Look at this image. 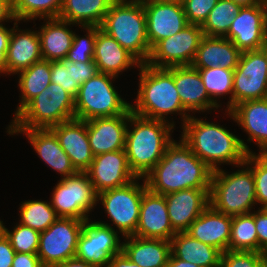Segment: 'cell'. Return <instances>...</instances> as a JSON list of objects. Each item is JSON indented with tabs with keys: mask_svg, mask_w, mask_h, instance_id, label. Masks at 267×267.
Returning <instances> with one entry per match:
<instances>
[{
	"mask_svg": "<svg viewBox=\"0 0 267 267\" xmlns=\"http://www.w3.org/2000/svg\"><path fill=\"white\" fill-rule=\"evenodd\" d=\"M213 170L180 139L167 147L164 156L146 175L147 188L157 194L186 189H210Z\"/></svg>",
	"mask_w": 267,
	"mask_h": 267,
	"instance_id": "6da1fadb",
	"label": "cell"
},
{
	"mask_svg": "<svg viewBox=\"0 0 267 267\" xmlns=\"http://www.w3.org/2000/svg\"><path fill=\"white\" fill-rule=\"evenodd\" d=\"M182 130L180 139L213 171L222 163L237 167L252 153L244 140L213 122L190 116Z\"/></svg>",
	"mask_w": 267,
	"mask_h": 267,
	"instance_id": "7a4b0ae2",
	"label": "cell"
},
{
	"mask_svg": "<svg viewBox=\"0 0 267 267\" xmlns=\"http://www.w3.org/2000/svg\"><path fill=\"white\" fill-rule=\"evenodd\" d=\"M139 89L133 114L155 120H167L166 115L179 113L183 125L191 116L183 108L174 82V67L155 68L146 63L139 66Z\"/></svg>",
	"mask_w": 267,
	"mask_h": 267,
	"instance_id": "3957f363",
	"label": "cell"
},
{
	"mask_svg": "<svg viewBox=\"0 0 267 267\" xmlns=\"http://www.w3.org/2000/svg\"><path fill=\"white\" fill-rule=\"evenodd\" d=\"M129 125H133V129L129 126L126 131L127 161L136 177L145 178L174 141L170 136L175 124L174 121L148 119L131 113Z\"/></svg>",
	"mask_w": 267,
	"mask_h": 267,
	"instance_id": "277c9868",
	"label": "cell"
},
{
	"mask_svg": "<svg viewBox=\"0 0 267 267\" xmlns=\"http://www.w3.org/2000/svg\"><path fill=\"white\" fill-rule=\"evenodd\" d=\"M100 28L141 64L148 61L151 48L147 37L146 16L142 1L115 0Z\"/></svg>",
	"mask_w": 267,
	"mask_h": 267,
	"instance_id": "5b68a950",
	"label": "cell"
},
{
	"mask_svg": "<svg viewBox=\"0 0 267 267\" xmlns=\"http://www.w3.org/2000/svg\"><path fill=\"white\" fill-rule=\"evenodd\" d=\"M73 118L75 98L51 82L13 118L8 129H46Z\"/></svg>",
	"mask_w": 267,
	"mask_h": 267,
	"instance_id": "8992f818",
	"label": "cell"
},
{
	"mask_svg": "<svg viewBox=\"0 0 267 267\" xmlns=\"http://www.w3.org/2000/svg\"><path fill=\"white\" fill-rule=\"evenodd\" d=\"M240 166L241 170L231 174L221 168L212 174L210 205L229 216L249 214L252 206L257 205L252 169L245 162Z\"/></svg>",
	"mask_w": 267,
	"mask_h": 267,
	"instance_id": "52a82bcc",
	"label": "cell"
},
{
	"mask_svg": "<svg viewBox=\"0 0 267 267\" xmlns=\"http://www.w3.org/2000/svg\"><path fill=\"white\" fill-rule=\"evenodd\" d=\"M116 76L98 72L79 87L75 97V118L87 121L127 113L131 104L113 87ZM113 79V80H112Z\"/></svg>",
	"mask_w": 267,
	"mask_h": 267,
	"instance_id": "ba28073f",
	"label": "cell"
},
{
	"mask_svg": "<svg viewBox=\"0 0 267 267\" xmlns=\"http://www.w3.org/2000/svg\"><path fill=\"white\" fill-rule=\"evenodd\" d=\"M144 180L139 184L138 180ZM147 185L144 178L137 177L128 184L98 193L97 201L102 202L108 218L118 228L123 237L135 234L140 213V205Z\"/></svg>",
	"mask_w": 267,
	"mask_h": 267,
	"instance_id": "9c48e42d",
	"label": "cell"
},
{
	"mask_svg": "<svg viewBox=\"0 0 267 267\" xmlns=\"http://www.w3.org/2000/svg\"><path fill=\"white\" fill-rule=\"evenodd\" d=\"M55 186L50 202L58 217L90 219L88 214L98 203V193L85 172L61 178Z\"/></svg>",
	"mask_w": 267,
	"mask_h": 267,
	"instance_id": "30bf717a",
	"label": "cell"
},
{
	"mask_svg": "<svg viewBox=\"0 0 267 267\" xmlns=\"http://www.w3.org/2000/svg\"><path fill=\"white\" fill-rule=\"evenodd\" d=\"M85 220L59 217L40 233L37 255L43 267L75 258Z\"/></svg>",
	"mask_w": 267,
	"mask_h": 267,
	"instance_id": "8fae6325",
	"label": "cell"
},
{
	"mask_svg": "<svg viewBox=\"0 0 267 267\" xmlns=\"http://www.w3.org/2000/svg\"><path fill=\"white\" fill-rule=\"evenodd\" d=\"M203 36L200 25L189 24L175 35L160 40L151 49L146 64L155 68L192 65Z\"/></svg>",
	"mask_w": 267,
	"mask_h": 267,
	"instance_id": "7c38bea8",
	"label": "cell"
},
{
	"mask_svg": "<svg viewBox=\"0 0 267 267\" xmlns=\"http://www.w3.org/2000/svg\"><path fill=\"white\" fill-rule=\"evenodd\" d=\"M85 220L75 258L95 267H107L111 257L122 251L119 232L103 221Z\"/></svg>",
	"mask_w": 267,
	"mask_h": 267,
	"instance_id": "4fadbf2b",
	"label": "cell"
},
{
	"mask_svg": "<svg viewBox=\"0 0 267 267\" xmlns=\"http://www.w3.org/2000/svg\"><path fill=\"white\" fill-rule=\"evenodd\" d=\"M267 98V61L261 50L244 51L233 74L232 108Z\"/></svg>",
	"mask_w": 267,
	"mask_h": 267,
	"instance_id": "5bb4252c",
	"label": "cell"
},
{
	"mask_svg": "<svg viewBox=\"0 0 267 267\" xmlns=\"http://www.w3.org/2000/svg\"><path fill=\"white\" fill-rule=\"evenodd\" d=\"M224 37L241 52L260 50L267 40L265 5L259 1L255 5L241 7Z\"/></svg>",
	"mask_w": 267,
	"mask_h": 267,
	"instance_id": "9a60e30c",
	"label": "cell"
},
{
	"mask_svg": "<svg viewBox=\"0 0 267 267\" xmlns=\"http://www.w3.org/2000/svg\"><path fill=\"white\" fill-rule=\"evenodd\" d=\"M146 16L147 37L152 49L160 40L175 35L189 22L180 1H142Z\"/></svg>",
	"mask_w": 267,
	"mask_h": 267,
	"instance_id": "2e32d148",
	"label": "cell"
},
{
	"mask_svg": "<svg viewBox=\"0 0 267 267\" xmlns=\"http://www.w3.org/2000/svg\"><path fill=\"white\" fill-rule=\"evenodd\" d=\"M85 173L97 193L124 186L137 178L129 167L125 149L94 156Z\"/></svg>",
	"mask_w": 267,
	"mask_h": 267,
	"instance_id": "e0dca14e",
	"label": "cell"
},
{
	"mask_svg": "<svg viewBox=\"0 0 267 267\" xmlns=\"http://www.w3.org/2000/svg\"><path fill=\"white\" fill-rule=\"evenodd\" d=\"M176 232L173 230L164 195L144 191L140 205L139 221L133 236L170 241Z\"/></svg>",
	"mask_w": 267,
	"mask_h": 267,
	"instance_id": "ac0fdd59",
	"label": "cell"
},
{
	"mask_svg": "<svg viewBox=\"0 0 267 267\" xmlns=\"http://www.w3.org/2000/svg\"><path fill=\"white\" fill-rule=\"evenodd\" d=\"M78 172H85L93 161L87 121L73 118L49 128Z\"/></svg>",
	"mask_w": 267,
	"mask_h": 267,
	"instance_id": "d6986e66",
	"label": "cell"
},
{
	"mask_svg": "<svg viewBox=\"0 0 267 267\" xmlns=\"http://www.w3.org/2000/svg\"><path fill=\"white\" fill-rule=\"evenodd\" d=\"M131 109L122 115L87 120V133L93 156L124 150Z\"/></svg>",
	"mask_w": 267,
	"mask_h": 267,
	"instance_id": "ffe728a7",
	"label": "cell"
},
{
	"mask_svg": "<svg viewBox=\"0 0 267 267\" xmlns=\"http://www.w3.org/2000/svg\"><path fill=\"white\" fill-rule=\"evenodd\" d=\"M210 189H186L164 195L173 230L186 232L190 224L210 205Z\"/></svg>",
	"mask_w": 267,
	"mask_h": 267,
	"instance_id": "44dd1931",
	"label": "cell"
},
{
	"mask_svg": "<svg viewBox=\"0 0 267 267\" xmlns=\"http://www.w3.org/2000/svg\"><path fill=\"white\" fill-rule=\"evenodd\" d=\"M8 134L24 133L37 155L58 172L62 178L78 173L68 155L59 144L56 135L49 129H8Z\"/></svg>",
	"mask_w": 267,
	"mask_h": 267,
	"instance_id": "7402d4cb",
	"label": "cell"
},
{
	"mask_svg": "<svg viewBox=\"0 0 267 267\" xmlns=\"http://www.w3.org/2000/svg\"><path fill=\"white\" fill-rule=\"evenodd\" d=\"M232 216L216 211L209 205L189 226L186 233L192 238L219 249L228 250Z\"/></svg>",
	"mask_w": 267,
	"mask_h": 267,
	"instance_id": "603a6c76",
	"label": "cell"
},
{
	"mask_svg": "<svg viewBox=\"0 0 267 267\" xmlns=\"http://www.w3.org/2000/svg\"><path fill=\"white\" fill-rule=\"evenodd\" d=\"M15 20L6 55V74H16L42 60L38 31L19 30ZM17 32V33H16Z\"/></svg>",
	"mask_w": 267,
	"mask_h": 267,
	"instance_id": "cb8c5ba5",
	"label": "cell"
},
{
	"mask_svg": "<svg viewBox=\"0 0 267 267\" xmlns=\"http://www.w3.org/2000/svg\"><path fill=\"white\" fill-rule=\"evenodd\" d=\"M174 82L183 108L188 113L219 108L206 92L198 69L192 65L174 67Z\"/></svg>",
	"mask_w": 267,
	"mask_h": 267,
	"instance_id": "d4e9b609",
	"label": "cell"
},
{
	"mask_svg": "<svg viewBox=\"0 0 267 267\" xmlns=\"http://www.w3.org/2000/svg\"><path fill=\"white\" fill-rule=\"evenodd\" d=\"M227 114L256 142L259 153H267V98L249 100L234 106Z\"/></svg>",
	"mask_w": 267,
	"mask_h": 267,
	"instance_id": "484cf974",
	"label": "cell"
},
{
	"mask_svg": "<svg viewBox=\"0 0 267 267\" xmlns=\"http://www.w3.org/2000/svg\"><path fill=\"white\" fill-rule=\"evenodd\" d=\"M241 53L233 42L225 37L204 35L192 66L196 69L221 67L235 70Z\"/></svg>",
	"mask_w": 267,
	"mask_h": 267,
	"instance_id": "4316f807",
	"label": "cell"
},
{
	"mask_svg": "<svg viewBox=\"0 0 267 267\" xmlns=\"http://www.w3.org/2000/svg\"><path fill=\"white\" fill-rule=\"evenodd\" d=\"M93 61L97 65L99 72L116 77L131 66L139 68L141 65L131 53L99 26L96 34Z\"/></svg>",
	"mask_w": 267,
	"mask_h": 267,
	"instance_id": "83f0119b",
	"label": "cell"
},
{
	"mask_svg": "<svg viewBox=\"0 0 267 267\" xmlns=\"http://www.w3.org/2000/svg\"><path fill=\"white\" fill-rule=\"evenodd\" d=\"M124 241L122 251L140 267L167 266L171 255L170 241L137 236H127Z\"/></svg>",
	"mask_w": 267,
	"mask_h": 267,
	"instance_id": "f1b7e54d",
	"label": "cell"
},
{
	"mask_svg": "<svg viewBox=\"0 0 267 267\" xmlns=\"http://www.w3.org/2000/svg\"><path fill=\"white\" fill-rule=\"evenodd\" d=\"M44 21L45 25L38 30L42 59L65 60L74 38V32L67 26L74 24L60 18H44Z\"/></svg>",
	"mask_w": 267,
	"mask_h": 267,
	"instance_id": "f546056e",
	"label": "cell"
},
{
	"mask_svg": "<svg viewBox=\"0 0 267 267\" xmlns=\"http://www.w3.org/2000/svg\"><path fill=\"white\" fill-rule=\"evenodd\" d=\"M171 254L200 267H219L222 252L208 244L192 238L186 232H177L170 240Z\"/></svg>",
	"mask_w": 267,
	"mask_h": 267,
	"instance_id": "4dcf8cb0",
	"label": "cell"
},
{
	"mask_svg": "<svg viewBox=\"0 0 267 267\" xmlns=\"http://www.w3.org/2000/svg\"><path fill=\"white\" fill-rule=\"evenodd\" d=\"M115 0H63L60 19L83 26H101Z\"/></svg>",
	"mask_w": 267,
	"mask_h": 267,
	"instance_id": "1f68e13d",
	"label": "cell"
},
{
	"mask_svg": "<svg viewBox=\"0 0 267 267\" xmlns=\"http://www.w3.org/2000/svg\"><path fill=\"white\" fill-rule=\"evenodd\" d=\"M95 62H71L60 60L51 62V82L59 84L74 98L80 85L98 73Z\"/></svg>",
	"mask_w": 267,
	"mask_h": 267,
	"instance_id": "d6a6232c",
	"label": "cell"
},
{
	"mask_svg": "<svg viewBox=\"0 0 267 267\" xmlns=\"http://www.w3.org/2000/svg\"><path fill=\"white\" fill-rule=\"evenodd\" d=\"M16 74H20L18 75V86L22 95L19 96L21 100L14 116H16L33 98L50 85L51 62L42 59Z\"/></svg>",
	"mask_w": 267,
	"mask_h": 267,
	"instance_id": "836d02e7",
	"label": "cell"
},
{
	"mask_svg": "<svg viewBox=\"0 0 267 267\" xmlns=\"http://www.w3.org/2000/svg\"><path fill=\"white\" fill-rule=\"evenodd\" d=\"M228 251L259 252L254 213L232 216Z\"/></svg>",
	"mask_w": 267,
	"mask_h": 267,
	"instance_id": "e575fe53",
	"label": "cell"
},
{
	"mask_svg": "<svg viewBox=\"0 0 267 267\" xmlns=\"http://www.w3.org/2000/svg\"><path fill=\"white\" fill-rule=\"evenodd\" d=\"M202 78V84L206 89L210 99L220 107L218 98L231 94L228 101L227 110L232 109V93H233V74L234 70H228L221 67L198 69ZM218 97V98H217Z\"/></svg>",
	"mask_w": 267,
	"mask_h": 267,
	"instance_id": "d590c367",
	"label": "cell"
},
{
	"mask_svg": "<svg viewBox=\"0 0 267 267\" xmlns=\"http://www.w3.org/2000/svg\"><path fill=\"white\" fill-rule=\"evenodd\" d=\"M19 209V223L40 233L45 231L59 218L55 209L51 206V202L48 201H24Z\"/></svg>",
	"mask_w": 267,
	"mask_h": 267,
	"instance_id": "8d00e7d4",
	"label": "cell"
},
{
	"mask_svg": "<svg viewBox=\"0 0 267 267\" xmlns=\"http://www.w3.org/2000/svg\"><path fill=\"white\" fill-rule=\"evenodd\" d=\"M63 0H12V12L17 21L37 18H58Z\"/></svg>",
	"mask_w": 267,
	"mask_h": 267,
	"instance_id": "74e56055",
	"label": "cell"
},
{
	"mask_svg": "<svg viewBox=\"0 0 267 267\" xmlns=\"http://www.w3.org/2000/svg\"><path fill=\"white\" fill-rule=\"evenodd\" d=\"M240 8L241 6L232 0H218L205 22L201 25L203 34L224 37L228 33L231 23Z\"/></svg>",
	"mask_w": 267,
	"mask_h": 267,
	"instance_id": "f35d334b",
	"label": "cell"
},
{
	"mask_svg": "<svg viewBox=\"0 0 267 267\" xmlns=\"http://www.w3.org/2000/svg\"><path fill=\"white\" fill-rule=\"evenodd\" d=\"M3 233L16 253L37 254L40 232L18 223L13 231L8 230L4 225Z\"/></svg>",
	"mask_w": 267,
	"mask_h": 267,
	"instance_id": "ab89813d",
	"label": "cell"
},
{
	"mask_svg": "<svg viewBox=\"0 0 267 267\" xmlns=\"http://www.w3.org/2000/svg\"><path fill=\"white\" fill-rule=\"evenodd\" d=\"M256 154H247L245 164L250 165L254 176L256 203L264 208L267 206V153Z\"/></svg>",
	"mask_w": 267,
	"mask_h": 267,
	"instance_id": "60d3db41",
	"label": "cell"
},
{
	"mask_svg": "<svg viewBox=\"0 0 267 267\" xmlns=\"http://www.w3.org/2000/svg\"><path fill=\"white\" fill-rule=\"evenodd\" d=\"M87 35L80 37L74 32L72 46L66 60L71 62H91L94 58V47L98 26H83Z\"/></svg>",
	"mask_w": 267,
	"mask_h": 267,
	"instance_id": "b9f144b4",
	"label": "cell"
},
{
	"mask_svg": "<svg viewBox=\"0 0 267 267\" xmlns=\"http://www.w3.org/2000/svg\"><path fill=\"white\" fill-rule=\"evenodd\" d=\"M267 254L254 251H225L219 267H266Z\"/></svg>",
	"mask_w": 267,
	"mask_h": 267,
	"instance_id": "7bdbcfd3",
	"label": "cell"
},
{
	"mask_svg": "<svg viewBox=\"0 0 267 267\" xmlns=\"http://www.w3.org/2000/svg\"><path fill=\"white\" fill-rule=\"evenodd\" d=\"M189 24L202 25L218 0H181Z\"/></svg>",
	"mask_w": 267,
	"mask_h": 267,
	"instance_id": "ee69618b",
	"label": "cell"
},
{
	"mask_svg": "<svg viewBox=\"0 0 267 267\" xmlns=\"http://www.w3.org/2000/svg\"><path fill=\"white\" fill-rule=\"evenodd\" d=\"M258 209L254 211V219L258 235L259 252L267 254V212L263 208Z\"/></svg>",
	"mask_w": 267,
	"mask_h": 267,
	"instance_id": "f6af8a7d",
	"label": "cell"
},
{
	"mask_svg": "<svg viewBox=\"0 0 267 267\" xmlns=\"http://www.w3.org/2000/svg\"><path fill=\"white\" fill-rule=\"evenodd\" d=\"M15 253L5 234L0 235V267H12Z\"/></svg>",
	"mask_w": 267,
	"mask_h": 267,
	"instance_id": "bcb514c9",
	"label": "cell"
},
{
	"mask_svg": "<svg viewBox=\"0 0 267 267\" xmlns=\"http://www.w3.org/2000/svg\"><path fill=\"white\" fill-rule=\"evenodd\" d=\"M12 29H8L5 25H0V73H6V55Z\"/></svg>",
	"mask_w": 267,
	"mask_h": 267,
	"instance_id": "7dc6e473",
	"label": "cell"
},
{
	"mask_svg": "<svg viewBox=\"0 0 267 267\" xmlns=\"http://www.w3.org/2000/svg\"><path fill=\"white\" fill-rule=\"evenodd\" d=\"M12 267H43L37 254L15 253Z\"/></svg>",
	"mask_w": 267,
	"mask_h": 267,
	"instance_id": "c3c4849f",
	"label": "cell"
},
{
	"mask_svg": "<svg viewBox=\"0 0 267 267\" xmlns=\"http://www.w3.org/2000/svg\"><path fill=\"white\" fill-rule=\"evenodd\" d=\"M107 267H140L132 262L123 251L111 257Z\"/></svg>",
	"mask_w": 267,
	"mask_h": 267,
	"instance_id": "681fc988",
	"label": "cell"
},
{
	"mask_svg": "<svg viewBox=\"0 0 267 267\" xmlns=\"http://www.w3.org/2000/svg\"><path fill=\"white\" fill-rule=\"evenodd\" d=\"M9 20H16L12 12V0H0V25Z\"/></svg>",
	"mask_w": 267,
	"mask_h": 267,
	"instance_id": "f907efd6",
	"label": "cell"
},
{
	"mask_svg": "<svg viewBox=\"0 0 267 267\" xmlns=\"http://www.w3.org/2000/svg\"><path fill=\"white\" fill-rule=\"evenodd\" d=\"M51 267H95V266H93L90 263H87L85 261L79 260L77 258H72V259H68L64 262L52 265Z\"/></svg>",
	"mask_w": 267,
	"mask_h": 267,
	"instance_id": "816d5d0a",
	"label": "cell"
},
{
	"mask_svg": "<svg viewBox=\"0 0 267 267\" xmlns=\"http://www.w3.org/2000/svg\"><path fill=\"white\" fill-rule=\"evenodd\" d=\"M166 267H200V266H198L194 263H191V262L182 261V260L174 257L171 254Z\"/></svg>",
	"mask_w": 267,
	"mask_h": 267,
	"instance_id": "f5cc1de1",
	"label": "cell"
},
{
	"mask_svg": "<svg viewBox=\"0 0 267 267\" xmlns=\"http://www.w3.org/2000/svg\"><path fill=\"white\" fill-rule=\"evenodd\" d=\"M232 1L239 4L241 7L252 6L259 2V0H232Z\"/></svg>",
	"mask_w": 267,
	"mask_h": 267,
	"instance_id": "db71d44e",
	"label": "cell"
},
{
	"mask_svg": "<svg viewBox=\"0 0 267 267\" xmlns=\"http://www.w3.org/2000/svg\"><path fill=\"white\" fill-rule=\"evenodd\" d=\"M260 50L264 53V56H265L266 61H267V40L265 41L264 45L261 47Z\"/></svg>",
	"mask_w": 267,
	"mask_h": 267,
	"instance_id": "11a10c76",
	"label": "cell"
},
{
	"mask_svg": "<svg viewBox=\"0 0 267 267\" xmlns=\"http://www.w3.org/2000/svg\"><path fill=\"white\" fill-rule=\"evenodd\" d=\"M140 1L173 2V1H180V0H140Z\"/></svg>",
	"mask_w": 267,
	"mask_h": 267,
	"instance_id": "9f6ffc18",
	"label": "cell"
},
{
	"mask_svg": "<svg viewBox=\"0 0 267 267\" xmlns=\"http://www.w3.org/2000/svg\"><path fill=\"white\" fill-rule=\"evenodd\" d=\"M4 232V225H3V221L0 220V235H2Z\"/></svg>",
	"mask_w": 267,
	"mask_h": 267,
	"instance_id": "6f0895ef",
	"label": "cell"
},
{
	"mask_svg": "<svg viewBox=\"0 0 267 267\" xmlns=\"http://www.w3.org/2000/svg\"><path fill=\"white\" fill-rule=\"evenodd\" d=\"M265 11H266V38H267V5H265Z\"/></svg>",
	"mask_w": 267,
	"mask_h": 267,
	"instance_id": "680465c9",
	"label": "cell"
},
{
	"mask_svg": "<svg viewBox=\"0 0 267 267\" xmlns=\"http://www.w3.org/2000/svg\"><path fill=\"white\" fill-rule=\"evenodd\" d=\"M260 2H262L264 5H267V0H259Z\"/></svg>",
	"mask_w": 267,
	"mask_h": 267,
	"instance_id": "91938a15",
	"label": "cell"
}]
</instances>
